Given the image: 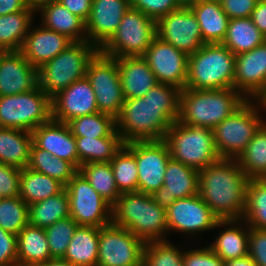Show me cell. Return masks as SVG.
Masks as SVG:
<instances>
[{
  "instance_id": "obj_1",
  "label": "cell",
  "mask_w": 266,
  "mask_h": 266,
  "mask_svg": "<svg viewBox=\"0 0 266 266\" xmlns=\"http://www.w3.org/2000/svg\"><path fill=\"white\" fill-rule=\"evenodd\" d=\"M181 89L158 83L143 97L125 99L116 119V130L124 143L164 140L178 120Z\"/></svg>"
},
{
  "instance_id": "obj_2",
  "label": "cell",
  "mask_w": 266,
  "mask_h": 266,
  "mask_svg": "<svg viewBox=\"0 0 266 266\" xmlns=\"http://www.w3.org/2000/svg\"><path fill=\"white\" fill-rule=\"evenodd\" d=\"M248 177L233 158L199 170L198 194L220 220L242 219Z\"/></svg>"
},
{
  "instance_id": "obj_3",
  "label": "cell",
  "mask_w": 266,
  "mask_h": 266,
  "mask_svg": "<svg viewBox=\"0 0 266 266\" xmlns=\"http://www.w3.org/2000/svg\"><path fill=\"white\" fill-rule=\"evenodd\" d=\"M111 223L128 229L144 243L167 240L166 208L160 207L149 194H120L112 205Z\"/></svg>"
},
{
  "instance_id": "obj_4",
  "label": "cell",
  "mask_w": 266,
  "mask_h": 266,
  "mask_svg": "<svg viewBox=\"0 0 266 266\" xmlns=\"http://www.w3.org/2000/svg\"><path fill=\"white\" fill-rule=\"evenodd\" d=\"M247 99L234 88L195 90L180 93L178 121L185 125L213 129Z\"/></svg>"
},
{
  "instance_id": "obj_5",
  "label": "cell",
  "mask_w": 266,
  "mask_h": 266,
  "mask_svg": "<svg viewBox=\"0 0 266 266\" xmlns=\"http://www.w3.org/2000/svg\"><path fill=\"white\" fill-rule=\"evenodd\" d=\"M235 58L222 43L204 44L189 55L185 88H234Z\"/></svg>"
},
{
  "instance_id": "obj_6",
  "label": "cell",
  "mask_w": 266,
  "mask_h": 266,
  "mask_svg": "<svg viewBox=\"0 0 266 266\" xmlns=\"http://www.w3.org/2000/svg\"><path fill=\"white\" fill-rule=\"evenodd\" d=\"M98 51L88 41L73 42L38 68V86L52 98L86 76L87 65Z\"/></svg>"
},
{
  "instance_id": "obj_7",
  "label": "cell",
  "mask_w": 266,
  "mask_h": 266,
  "mask_svg": "<svg viewBox=\"0 0 266 266\" xmlns=\"http://www.w3.org/2000/svg\"><path fill=\"white\" fill-rule=\"evenodd\" d=\"M164 141L173 160L198 171L220 158L210 128L185 125L177 120L168 129Z\"/></svg>"
},
{
  "instance_id": "obj_8",
  "label": "cell",
  "mask_w": 266,
  "mask_h": 266,
  "mask_svg": "<svg viewBox=\"0 0 266 266\" xmlns=\"http://www.w3.org/2000/svg\"><path fill=\"white\" fill-rule=\"evenodd\" d=\"M259 110L260 105L256 99H247L213 128L215 146L220 158L237 159L246 149L251 139L266 123Z\"/></svg>"
},
{
  "instance_id": "obj_9",
  "label": "cell",
  "mask_w": 266,
  "mask_h": 266,
  "mask_svg": "<svg viewBox=\"0 0 266 266\" xmlns=\"http://www.w3.org/2000/svg\"><path fill=\"white\" fill-rule=\"evenodd\" d=\"M52 119L51 98L43 89L0 96V127L32 132Z\"/></svg>"
},
{
  "instance_id": "obj_10",
  "label": "cell",
  "mask_w": 266,
  "mask_h": 266,
  "mask_svg": "<svg viewBox=\"0 0 266 266\" xmlns=\"http://www.w3.org/2000/svg\"><path fill=\"white\" fill-rule=\"evenodd\" d=\"M156 36V21L130 7L99 52L111 58L142 56Z\"/></svg>"
},
{
  "instance_id": "obj_11",
  "label": "cell",
  "mask_w": 266,
  "mask_h": 266,
  "mask_svg": "<svg viewBox=\"0 0 266 266\" xmlns=\"http://www.w3.org/2000/svg\"><path fill=\"white\" fill-rule=\"evenodd\" d=\"M86 77L95 93L98 112L116 120L125 100L117 60L98 51L87 65Z\"/></svg>"
},
{
  "instance_id": "obj_12",
  "label": "cell",
  "mask_w": 266,
  "mask_h": 266,
  "mask_svg": "<svg viewBox=\"0 0 266 266\" xmlns=\"http://www.w3.org/2000/svg\"><path fill=\"white\" fill-rule=\"evenodd\" d=\"M70 217L79 226L104 227L111 224L112 206L78 172L65 186Z\"/></svg>"
},
{
  "instance_id": "obj_13",
  "label": "cell",
  "mask_w": 266,
  "mask_h": 266,
  "mask_svg": "<svg viewBox=\"0 0 266 266\" xmlns=\"http://www.w3.org/2000/svg\"><path fill=\"white\" fill-rule=\"evenodd\" d=\"M145 243L112 223L100 227L97 266H135L143 260Z\"/></svg>"
},
{
  "instance_id": "obj_14",
  "label": "cell",
  "mask_w": 266,
  "mask_h": 266,
  "mask_svg": "<svg viewBox=\"0 0 266 266\" xmlns=\"http://www.w3.org/2000/svg\"><path fill=\"white\" fill-rule=\"evenodd\" d=\"M156 34L162 41L188 55L195 53L205 44L199 23L186 3L156 22Z\"/></svg>"
},
{
  "instance_id": "obj_15",
  "label": "cell",
  "mask_w": 266,
  "mask_h": 266,
  "mask_svg": "<svg viewBox=\"0 0 266 266\" xmlns=\"http://www.w3.org/2000/svg\"><path fill=\"white\" fill-rule=\"evenodd\" d=\"M159 83L184 89L188 76L189 55L155 37L142 55Z\"/></svg>"
},
{
  "instance_id": "obj_16",
  "label": "cell",
  "mask_w": 266,
  "mask_h": 266,
  "mask_svg": "<svg viewBox=\"0 0 266 266\" xmlns=\"http://www.w3.org/2000/svg\"><path fill=\"white\" fill-rule=\"evenodd\" d=\"M168 232L175 231L191 236L213 230L220 220L199 194L176 199L166 209Z\"/></svg>"
},
{
  "instance_id": "obj_17",
  "label": "cell",
  "mask_w": 266,
  "mask_h": 266,
  "mask_svg": "<svg viewBox=\"0 0 266 266\" xmlns=\"http://www.w3.org/2000/svg\"><path fill=\"white\" fill-rule=\"evenodd\" d=\"M170 151L164 140L135 141L138 192L152 195L164 184Z\"/></svg>"
},
{
  "instance_id": "obj_18",
  "label": "cell",
  "mask_w": 266,
  "mask_h": 266,
  "mask_svg": "<svg viewBox=\"0 0 266 266\" xmlns=\"http://www.w3.org/2000/svg\"><path fill=\"white\" fill-rule=\"evenodd\" d=\"M52 119L68 123L98 112L95 93L85 76L51 98Z\"/></svg>"
},
{
  "instance_id": "obj_19",
  "label": "cell",
  "mask_w": 266,
  "mask_h": 266,
  "mask_svg": "<svg viewBox=\"0 0 266 266\" xmlns=\"http://www.w3.org/2000/svg\"><path fill=\"white\" fill-rule=\"evenodd\" d=\"M234 89L246 99H258L266 89V41L236 55Z\"/></svg>"
},
{
  "instance_id": "obj_20",
  "label": "cell",
  "mask_w": 266,
  "mask_h": 266,
  "mask_svg": "<svg viewBox=\"0 0 266 266\" xmlns=\"http://www.w3.org/2000/svg\"><path fill=\"white\" fill-rule=\"evenodd\" d=\"M130 7V0H93L85 22L87 41L99 50L115 33Z\"/></svg>"
},
{
  "instance_id": "obj_21",
  "label": "cell",
  "mask_w": 266,
  "mask_h": 266,
  "mask_svg": "<svg viewBox=\"0 0 266 266\" xmlns=\"http://www.w3.org/2000/svg\"><path fill=\"white\" fill-rule=\"evenodd\" d=\"M198 185V170L170 158L166 166L164 184L151 196L160 207L167 209L176 199L198 194Z\"/></svg>"
},
{
  "instance_id": "obj_22",
  "label": "cell",
  "mask_w": 266,
  "mask_h": 266,
  "mask_svg": "<svg viewBox=\"0 0 266 266\" xmlns=\"http://www.w3.org/2000/svg\"><path fill=\"white\" fill-rule=\"evenodd\" d=\"M38 86V69L20 51H6L0 58V96L29 92Z\"/></svg>"
},
{
  "instance_id": "obj_23",
  "label": "cell",
  "mask_w": 266,
  "mask_h": 266,
  "mask_svg": "<svg viewBox=\"0 0 266 266\" xmlns=\"http://www.w3.org/2000/svg\"><path fill=\"white\" fill-rule=\"evenodd\" d=\"M33 144L47 150L54 157L73 163L79 169L76 140L67 123L51 119L32 132Z\"/></svg>"
},
{
  "instance_id": "obj_24",
  "label": "cell",
  "mask_w": 266,
  "mask_h": 266,
  "mask_svg": "<svg viewBox=\"0 0 266 266\" xmlns=\"http://www.w3.org/2000/svg\"><path fill=\"white\" fill-rule=\"evenodd\" d=\"M73 41L67 36L44 28H30L20 49L22 55L37 69L65 50Z\"/></svg>"
},
{
  "instance_id": "obj_25",
  "label": "cell",
  "mask_w": 266,
  "mask_h": 266,
  "mask_svg": "<svg viewBox=\"0 0 266 266\" xmlns=\"http://www.w3.org/2000/svg\"><path fill=\"white\" fill-rule=\"evenodd\" d=\"M125 99L143 97L159 82L142 56L115 58Z\"/></svg>"
},
{
  "instance_id": "obj_26",
  "label": "cell",
  "mask_w": 266,
  "mask_h": 266,
  "mask_svg": "<svg viewBox=\"0 0 266 266\" xmlns=\"http://www.w3.org/2000/svg\"><path fill=\"white\" fill-rule=\"evenodd\" d=\"M36 13L41 14L44 28L63 34L73 42L87 41L85 22L57 0H43L36 7Z\"/></svg>"
},
{
  "instance_id": "obj_27",
  "label": "cell",
  "mask_w": 266,
  "mask_h": 266,
  "mask_svg": "<svg viewBox=\"0 0 266 266\" xmlns=\"http://www.w3.org/2000/svg\"><path fill=\"white\" fill-rule=\"evenodd\" d=\"M193 11L205 44L222 43L227 35L229 18L219 0H186Z\"/></svg>"
},
{
  "instance_id": "obj_28",
  "label": "cell",
  "mask_w": 266,
  "mask_h": 266,
  "mask_svg": "<svg viewBox=\"0 0 266 266\" xmlns=\"http://www.w3.org/2000/svg\"><path fill=\"white\" fill-rule=\"evenodd\" d=\"M241 223V224H240ZM241 225V226H239ZM244 226V227H243ZM227 227L209 244L223 261L248 255L249 226L243 219L219 220L215 228Z\"/></svg>"
},
{
  "instance_id": "obj_29",
  "label": "cell",
  "mask_w": 266,
  "mask_h": 266,
  "mask_svg": "<svg viewBox=\"0 0 266 266\" xmlns=\"http://www.w3.org/2000/svg\"><path fill=\"white\" fill-rule=\"evenodd\" d=\"M51 259L45 228L28 224L17 234V266H40Z\"/></svg>"
},
{
  "instance_id": "obj_30",
  "label": "cell",
  "mask_w": 266,
  "mask_h": 266,
  "mask_svg": "<svg viewBox=\"0 0 266 266\" xmlns=\"http://www.w3.org/2000/svg\"><path fill=\"white\" fill-rule=\"evenodd\" d=\"M31 132L0 127V163L24 169L30 161Z\"/></svg>"
},
{
  "instance_id": "obj_31",
  "label": "cell",
  "mask_w": 266,
  "mask_h": 266,
  "mask_svg": "<svg viewBox=\"0 0 266 266\" xmlns=\"http://www.w3.org/2000/svg\"><path fill=\"white\" fill-rule=\"evenodd\" d=\"M98 227L78 226L62 258L75 266H97Z\"/></svg>"
},
{
  "instance_id": "obj_32",
  "label": "cell",
  "mask_w": 266,
  "mask_h": 266,
  "mask_svg": "<svg viewBox=\"0 0 266 266\" xmlns=\"http://www.w3.org/2000/svg\"><path fill=\"white\" fill-rule=\"evenodd\" d=\"M36 7L25 11L0 16V48L5 51H20L25 36L32 28Z\"/></svg>"
},
{
  "instance_id": "obj_33",
  "label": "cell",
  "mask_w": 266,
  "mask_h": 266,
  "mask_svg": "<svg viewBox=\"0 0 266 266\" xmlns=\"http://www.w3.org/2000/svg\"><path fill=\"white\" fill-rule=\"evenodd\" d=\"M79 167L83 164L110 162L125 144L117 130L109 137H75Z\"/></svg>"
},
{
  "instance_id": "obj_34",
  "label": "cell",
  "mask_w": 266,
  "mask_h": 266,
  "mask_svg": "<svg viewBox=\"0 0 266 266\" xmlns=\"http://www.w3.org/2000/svg\"><path fill=\"white\" fill-rule=\"evenodd\" d=\"M265 41L266 37L248 17L229 19L227 35L222 44L234 55H239L251 51Z\"/></svg>"
},
{
  "instance_id": "obj_35",
  "label": "cell",
  "mask_w": 266,
  "mask_h": 266,
  "mask_svg": "<svg viewBox=\"0 0 266 266\" xmlns=\"http://www.w3.org/2000/svg\"><path fill=\"white\" fill-rule=\"evenodd\" d=\"M65 186L58 180L28 167L21 169L19 197L27 204L45 200L60 193Z\"/></svg>"
},
{
  "instance_id": "obj_36",
  "label": "cell",
  "mask_w": 266,
  "mask_h": 266,
  "mask_svg": "<svg viewBox=\"0 0 266 266\" xmlns=\"http://www.w3.org/2000/svg\"><path fill=\"white\" fill-rule=\"evenodd\" d=\"M29 224L46 228L70 216L69 197L64 188L60 193L28 205Z\"/></svg>"
},
{
  "instance_id": "obj_37",
  "label": "cell",
  "mask_w": 266,
  "mask_h": 266,
  "mask_svg": "<svg viewBox=\"0 0 266 266\" xmlns=\"http://www.w3.org/2000/svg\"><path fill=\"white\" fill-rule=\"evenodd\" d=\"M118 191L138 192V170L135 141L125 143L110 161Z\"/></svg>"
},
{
  "instance_id": "obj_38",
  "label": "cell",
  "mask_w": 266,
  "mask_h": 266,
  "mask_svg": "<svg viewBox=\"0 0 266 266\" xmlns=\"http://www.w3.org/2000/svg\"><path fill=\"white\" fill-rule=\"evenodd\" d=\"M28 168L58 180L64 186L79 172L71 162L54 157L47 150L32 144Z\"/></svg>"
},
{
  "instance_id": "obj_39",
  "label": "cell",
  "mask_w": 266,
  "mask_h": 266,
  "mask_svg": "<svg viewBox=\"0 0 266 266\" xmlns=\"http://www.w3.org/2000/svg\"><path fill=\"white\" fill-rule=\"evenodd\" d=\"M236 160L249 179L266 178V123Z\"/></svg>"
},
{
  "instance_id": "obj_40",
  "label": "cell",
  "mask_w": 266,
  "mask_h": 266,
  "mask_svg": "<svg viewBox=\"0 0 266 266\" xmlns=\"http://www.w3.org/2000/svg\"><path fill=\"white\" fill-rule=\"evenodd\" d=\"M79 172L111 206L118 200L121 193L116 186L110 162L83 164L80 165Z\"/></svg>"
},
{
  "instance_id": "obj_41",
  "label": "cell",
  "mask_w": 266,
  "mask_h": 266,
  "mask_svg": "<svg viewBox=\"0 0 266 266\" xmlns=\"http://www.w3.org/2000/svg\"><path fill=\"white\" fill-rule=\"evenodd\" d=\"M242 219L249 227L266 229V178L248 179Z\"/></svg>"
},
{
  "instance_id": "obj_42",
  "label": "cell",
  "mask_w": 266,
  "mask_h": 266,
  "mask_svg": "<svg viewBox=\"0 0 266 266\" xmlns=\"http://www.w3.org/2000/svg\"><path fill=\"white\" fill-rule=\"evenodd\" d=\"M74 137H109L116 131V120L100 112L74 118L67 123Z\"/></svg>"
},
{
  "instance_id": "obj_43",
  "label": "cell",
  "mask_w": 266,
  "mask_h": 266,
  "mask_svg": "<svg viewBox=\"0 0 266 266\" xmlns=\"http://www.w3.org/2000/svg\"><path fill=\"white\" fill-rule=\"evenodd\" d=\"M29 224L28 205L19 197L0 198V227L17 235Z\"/></svg>"
},
{
  "instance_id": "obj_44",
  "label": "cell",
  "mask_w": 266,
  "mask_h": 266,
  "mask_svg": "<svg viewBox=\"0 0 266 266\" xmlns=\"http://www.w3.org/2000/svg\"><path fill=\"white\" fill-rule=\"evenodd\" d=\"M184 251L169 240L145 243L143 263L145 266H184Z\"/></svg>"
},
{
  "instance_id": "obj_45",
  "label": "cell",
  "mask_w": 266,
  "mask_h": 266,
  "mask_svg": "<svg viewBox=\"0 0 266 266\" xmlns=\"http://www.w3.org/2000/svg\"><path fill=\"white\" fill-rule=\"evenodd\" d=\"M79 225L70 217L60 219L45 228L48 246L52 258H63L71 238Z\"/></svg>"
},
{
  "instance_id": "obj_46",
  "label": "cell",
  "mask_w": 266,
  "mask_h": 266,
  "mask_svg": "<svg viewBox=\"0 0 266 266\" xmlns=\"http://www.w3.org/2000/svg\"><path fill=\"white\" fill-rule=\"evenodd\" d=\"M186 0H130L131 7L143 12L156 22L168 13L179 9Z\"/></svg>"
},
{
  "instance_id": "obj_47",
  "label": "cell",
  "mask_w": 266,
  "mask_h": 266,
  "mask_svg": "<svg viewBox=\"0 0 266 266\" xmlns=\"http://www.w3.org/2000/svg\"><path fill=\"white\" fill-rule=\"evenodd\" d=\"M21 169L0 163V196L16 197L20 193Z\"/></svg>"
},
{
  "instance_id": "obj_48",
  "label": "cell",
  "mask_w": 266,
  "mask_h": 266,
  "mask_svg": "<svg viewBox=\"0 0 266 266\" xmlns=\"http://www.w3.org/2000/svg\"><path fill=\"white\" fill-rule=\"evenodd\" d=\"M184 266H224V261L217 256L210 246L184 251Z\"/></svg>"
},
{
  "instance_id": "obj_49",
  "label": "cell",
  "mask_w": 266,
  "mask_h": 266,
  "mask_svg": "<svg viewBox=\"0 0 266 266\" xmlns=\"http://www.w3.org/2000/svg\"><path fill=\"white\" fill-rule=\"evenodd\" d=\"M248 255L256 266H266V229L249 227Z\"/></svg>"
},
{
  "instance_id": "obj_50",
  "label": "cell",
  "mask_w": 266,
  "mask_h": 266,
  "mask_svg": "<svg viewBox=\"0 0 266 266\" xmlns=\"http://www.w3.org/2000/svg\"><path fill=\"white\" fill-rule=\"evenodd\" d=\"M0 266H17V235L0 227Z\"/></svg>"
},
{
  "instance_id": "obj_51",
  "label": "cell",
  "mask_w": 266,
  "mask_h": 266,
  "mask_svg": "<svg viewBox=\"0 0 266 266\" xmlns=\"http://www.w3.org/2000/svg\"><path fill=\"white\" fill-rule=\"evenodd\" d=\"M222 10L229 19L248 18L258 2V0H219Z\"/></svg>"
},
{
  "instance_id": "obj_52",
  "label": "cell",
  "mask_w": 266,
  "mask_h": 266,
  "mask_svg": "<svg viewBox=\"0 0 266 266\" xmlns=\"http://www.w3.org/2000/svg\"><path fill=\"white\" fill-rule=\"evenodd\" d=\"M71 13L81 18L84 22L87 21L92 7L93 0H57Z\"/></svg>"
},
{
  "instance_id": "obj_53",
  "label": "cell",
  "mask_w": 266,
  "mask_h": 266,
  "mask_svg": "<svg viewBox=\"0 0 266 266\" xmlns=\"http://www.w3.org/2000/svg\"><path fill=\"white\" fill-rule=\"evenodd\" d=\"M250 18L259 31L266 37V0H258Z\"/></svg>"
},
{
  "instance_id": "obj_54",
  "label": "cell",
  "mask_w": 266,
  "mask_h": 266,
  "mask_svg": "<svg viewBox=\"0 0 266 266\" xmlns=\"http://www.w3.org/2000/svg\"><path fill=\"white\" fill-rule=\"evenodd\" d=\"M28 7L25 0H0V16L25 11Z\"/></svg>"
},
{
  "instance_id": "obj_55",
  "label": "cell",
  "mask_w": 266,
  "mask_h": 266,
  "mask_svg": "<svg viewBox=\"0 0 266 266\" xmlns=\"http://www.w3.org/2000/svg\"><path fill=\"white\" fill-rule=\"evenodd\" d=\"M224 266H256L249 255L224 261Z\"/></svg>"
},
{
  "instance_id": "obj_56",
  "label": "cell",
  "mask_w": 266,
  "mask_h": 266,
  "mask_svg": "<svg viewBox=\"0 0 266 266\" xmlns=\"http://www.w3.org/2000/svg\"><path fill=\"white\" fill-rule=\"evenodd\" d=\"M40 266H75L62 258H53Z\"/></svg>"
},
{
  "instance_id": "obj_57",
  "label": "cell",
  "mask_w": 266,
  "mask_h": 266,
  "mask_svg": "<svg viewBox=\"0 0 266 266\" xmlns=\"http://www.w3.org/2000/svg\"><path fill=\"white\" fill-rule=\"evenodd\" d=\"M259 105H260V108H264L266 110V89L265 91L258 97L257 99Z\"/></svg>"
},
{
  "instance_id": "obj_58",
  "label": "cell",
  "mask_w": 266,
  "mask_h": 266,
  "mask_svg": "<svg viewBox=\"0 0 266 266\" xmlns=\"http://www.w3.org/2000/svg\"><path fill=\"white\" fill-rule=\"evenodd\" d=\"M29 6L37 7L43 0H25Z\"/></svg>"
},
{
  "instance_id": "obj_59",
  "label": "cell",
  "mask_w": 266,
  "mask_h": 266,
  "mask_svg": "<svg viewBox=\"0 0 266 266\" xmlns=\"http://www.w3.org/2000/svg\"><path fill=\"white\" fill-rule=\"evenodd\" d=\"M5 52H6V51H5L4 49L0 48V58H1V56H2Z\"/></svg>"
},
{
  "instance_id": "obj_60",
  "label": "cell",
  "mask_w": 266,
  "mask_h": 266,
  "mask_svg": "<svg viewBox=\"0 0 266 266\" xmlns=\"http://www.w3.org/2000/svg\"><path fill=\"white\" fill-rule=\"evenodd\" d=\"M135 266H145V265H144V263H143V261H142L140 264H137V265H135Z\"/></svg>"
}]
</instances>
